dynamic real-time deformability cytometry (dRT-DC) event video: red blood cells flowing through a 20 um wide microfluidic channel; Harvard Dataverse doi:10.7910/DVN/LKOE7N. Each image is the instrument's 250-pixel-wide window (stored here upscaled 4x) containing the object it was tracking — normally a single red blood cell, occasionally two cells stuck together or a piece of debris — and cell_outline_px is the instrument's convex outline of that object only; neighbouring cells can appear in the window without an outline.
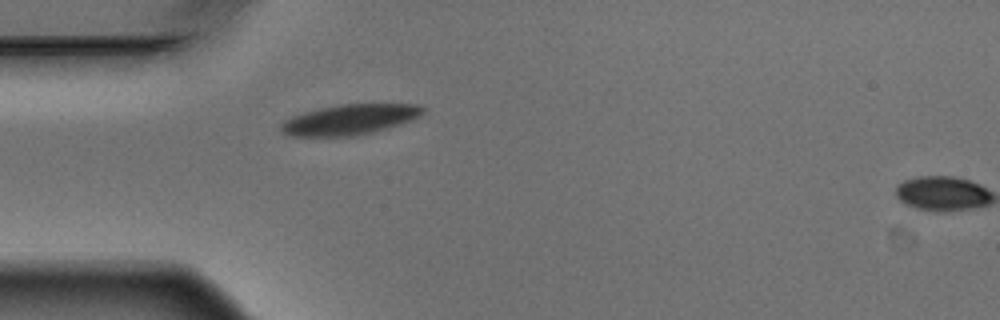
{"species": "Egyptian fruit bat (a non-hibernating species)", "species_latin": "Rousettus aegyptiacus", "temperature_condition": "warm", "stored_images_in_passage": 4, "camera_frame_rate_fps": 3000, "um_per_image_px": 0.085, "animal": {"sex": "male"}, "frame": {"image": 1, "passage_image": 4, "time_ms": 1.0, "image_size_px": [1000, 320], "cell_outline_px": [[428, 108], [420, 116], [412, 120], [388, 128], [356, 136], [292, 136], [284, 132], [280, 128], [280, 124], [284, 120], [292, 116], [304, 112], [320, 108], [340, 104], [420, 104]], "centroid_in_image_um": [29.78, 10.15], "position_along_channel_um": 55.2, "area_um2": 25.2}}